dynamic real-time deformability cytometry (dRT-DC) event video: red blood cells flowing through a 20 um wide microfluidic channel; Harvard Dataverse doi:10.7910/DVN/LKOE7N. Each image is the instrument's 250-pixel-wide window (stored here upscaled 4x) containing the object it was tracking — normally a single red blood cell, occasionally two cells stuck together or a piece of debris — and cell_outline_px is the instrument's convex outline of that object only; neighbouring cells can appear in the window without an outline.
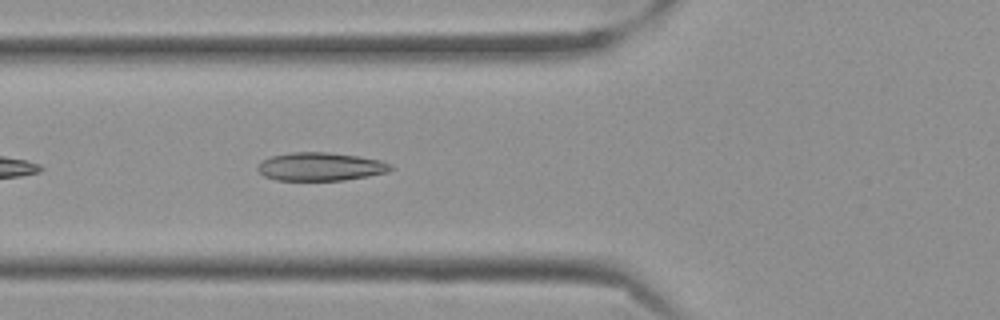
{"species": "Egyptian fruit bat (a non-hibernating species)", "species_latin": "Rousettus aegyptiacus", "temperature_condition": "cold", "stored_images_in_passage": 21, "camera_frame_rate_fps": 3000, "um_per_image_px": 0.085, "frame": {"image": 1, "passage_image": 6, "time_ms": 1.667, "image_size_px": [1000, 320], "cell_outline_px": [[396, 168], [388, 172], [368, 176], [344, 180], [276, 180], [264, 176], [256, 168], [260, 160], [272, 156], [292, 152], [328, 152], [360, 156], [380, 160], [392, 164]], "centroid_in_image_um": [27.26, 14.16], "position_along_channel_um": 98.5, "area_um2": 22.14}}
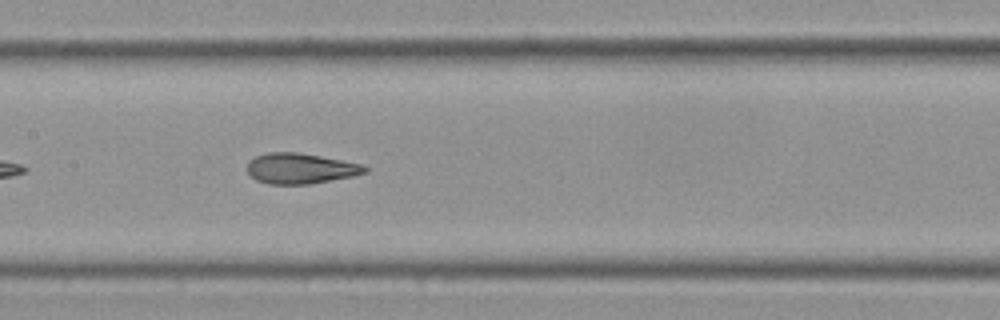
{"frame": {"image": 2, "passage_image": 13, "time_ms": 4.0, "image_size_px": [1000, 320], "cell_outline_px": [[368, 172], [352, 176], [308, 184], [268, 184], [256, 180], [248, 172], [248, 160], [256, 156], [268, 152], [296, 152], [320, 156], [360, 164], [368, 168]], "centroid_in_image_um": [25.51, 14.32], "position_along_channel_um": 181.9, "area_um2": 20.69}}
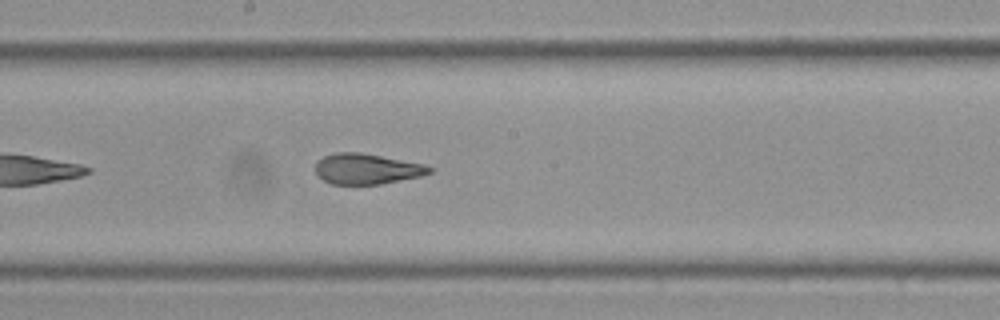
{"frame": {"image": 3, "passage_image": 16, "time_ms": 5.0, "image_size_px": [1000, 320], "cell_outline_px": [[432, 172], [420, 176], [380, 184], [332, 184], [324, 180], [316, 172], [316, 160], [324, 156], [336, 152], [360, 152], [424, 164], [432, 168]], "centroid_in_image_um": [31.16, 14.35], "position_along_channel_um": 217.0, "area_um2": 20.11}}